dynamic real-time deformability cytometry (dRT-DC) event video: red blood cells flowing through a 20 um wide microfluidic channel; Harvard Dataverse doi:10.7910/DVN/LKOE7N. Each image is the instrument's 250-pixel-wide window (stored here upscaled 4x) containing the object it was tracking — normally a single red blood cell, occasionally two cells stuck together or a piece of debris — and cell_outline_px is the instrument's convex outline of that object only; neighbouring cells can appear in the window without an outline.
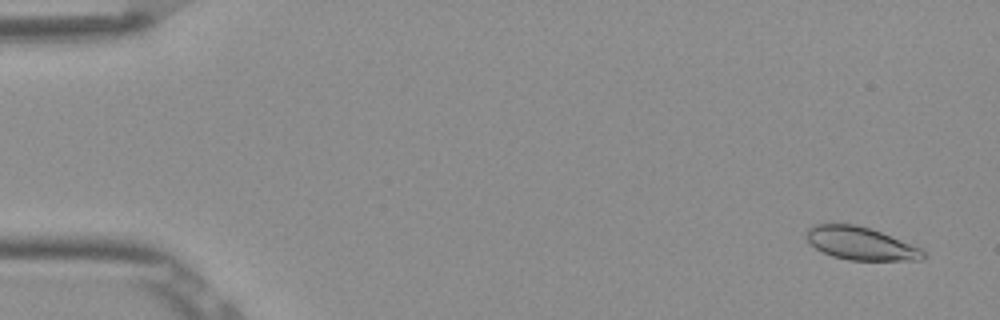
{"species": "Egyptian fruit bat (a non-hibernating species)", "species_latin": "Rousettus aegyptiacus", "temperature_condition": "room temperature", "stored_images_in_passage": 4, "camera_frame_rate_fps": 3000, "um_per_image_px": 0.085, "frame": {"image": 1, "passage_image": 1, "time_ms": 0.0, "image_size_px": [1000, 320], "cell_outline_px": [[924, 256], [920, 260], [848, 260], [832, 256], [816, 248], [804, 236], [808, 228], [816, 224], [856, 224], [880, 232], [920, 248], [924, 252]], "centroid_in_image_um": [73.11, 20.69], "position_along_channel_um": 11.9, "area_um2": 22.02}}